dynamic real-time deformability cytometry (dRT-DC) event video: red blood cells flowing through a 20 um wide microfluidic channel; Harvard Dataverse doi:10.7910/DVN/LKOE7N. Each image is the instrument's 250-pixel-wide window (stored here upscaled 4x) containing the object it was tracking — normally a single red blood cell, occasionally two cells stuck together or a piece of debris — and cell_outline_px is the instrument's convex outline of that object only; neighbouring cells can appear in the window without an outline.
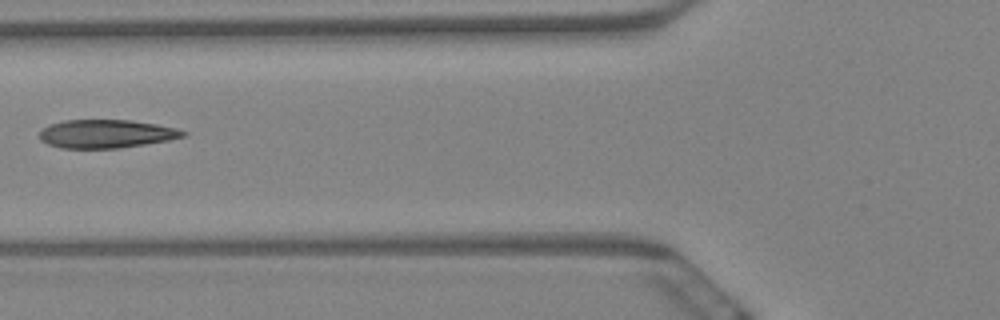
{"species": "Egyptian fruit bat (a non-hibernating species)", "species_latin": "Rousettus aegyptiacus", "temperature_condition": "warm", "stored_images_in_passage": 13, "camera_frame_rate_fps": 3000, "um_per_image_px": 0.085, "animal": {"sex": "female"}, "frame": {"image": 1, "passage_image": 3, "time_ms": 0.667, "image_size_px": [1000, 320], "cell_outline_px": [[188, 132], [184, 136], [168, 140], [120, 148], [60, 148], [48, 144], [40, 140], [40, 132], [48, 124], [64, 120], [132, 120], [156, 124], [176, 128]], "centroid_in_image_um": [9.01, 11.37], "position_along_channel_um": 116.8, "area_um2": 23.7}}
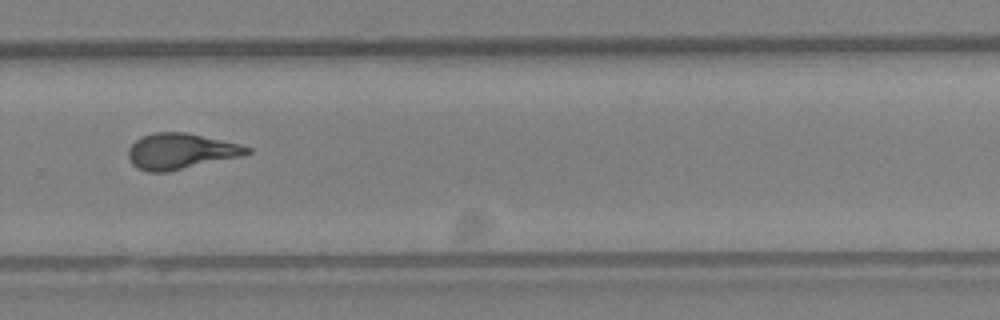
{"frame": {"image": 2, "passage_image": 8, "time_ms": 2.333, "image_size_px": [1000, 320], "cell_outline_px": [[252, 152], [240, 156], [168, 172], [148, 172], [132, 164], [128, 156], [128, 148], [136, 140], [152, 132], [184, 132], [240, 144], [252, 148]], "centroid_in_image_um": [15.35, 12.85], "position_along_channel_um": 314.5, "area_um2": 24.51}}
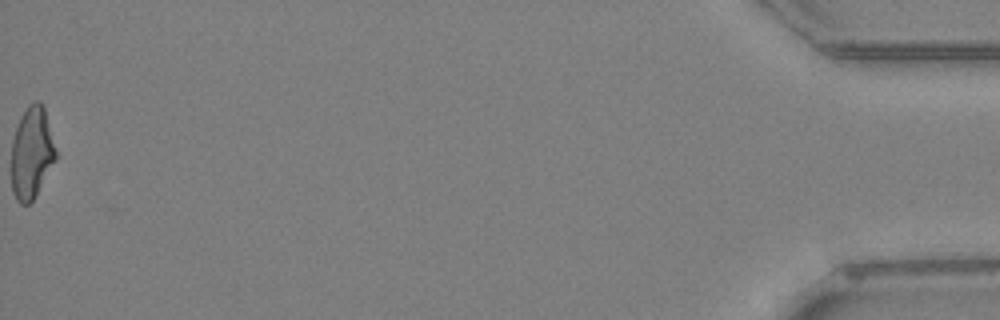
{"frame": {"image": 3, "passage_image": 13, "time_ms": 4.0, "image_size_px": [1000, 320], "cell_outline_px": [[56, 160], [36, 196], [28, 204], [20, 204], [16, 200], [12, 192], [12, 140], [20, 116], [28, 104], [36, 100], [44, 108], [56, 152]], "centroid_in_image_um": [2.68, 13.03], "position_along_channel_um": 432.5, "area_um2": 23.64}}